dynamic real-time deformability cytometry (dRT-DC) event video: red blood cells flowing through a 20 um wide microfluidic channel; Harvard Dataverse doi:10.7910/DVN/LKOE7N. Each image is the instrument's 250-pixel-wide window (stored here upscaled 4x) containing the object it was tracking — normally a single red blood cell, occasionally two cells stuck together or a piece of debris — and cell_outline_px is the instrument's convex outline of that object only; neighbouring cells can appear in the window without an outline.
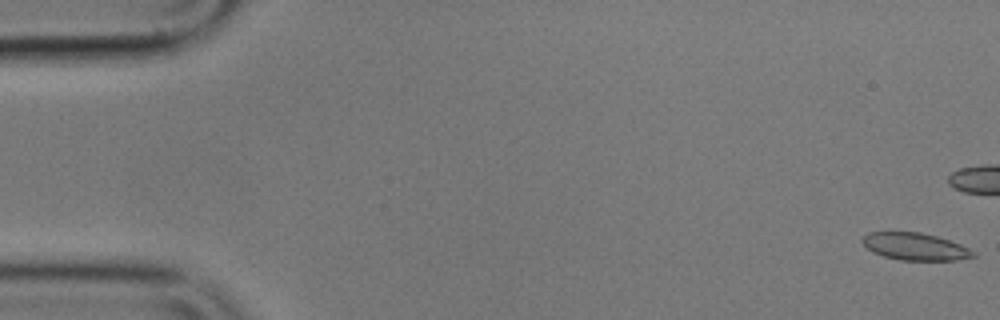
{"species": "common noctule bat (a hibernating species)", "species_latin": "Nyctalus noctula", "temperature_condition": "cold", "stored_images_in_passage": 57, "camera_frame_rate_fps": 3000, "um_per_image_px": 0.085, "animal": {"sex": "male", "body_mass_g": 17.9}, "frame": {"image": 1, "passage_image": 1, "time_ms": 0.0, "image_size_px": [1000, 320], "cell_outline_px": [[976, 256], [952, 260], [900, 260], [884, 256], [872, 252], [860, 240], [868, 232], [920, 232], [936, 236], [960, 244], [976, 252]], "centroid_in_image_um": [77.77, 20.95], "position_along_channel_um": 7.2, "area_um2": 17.46}}
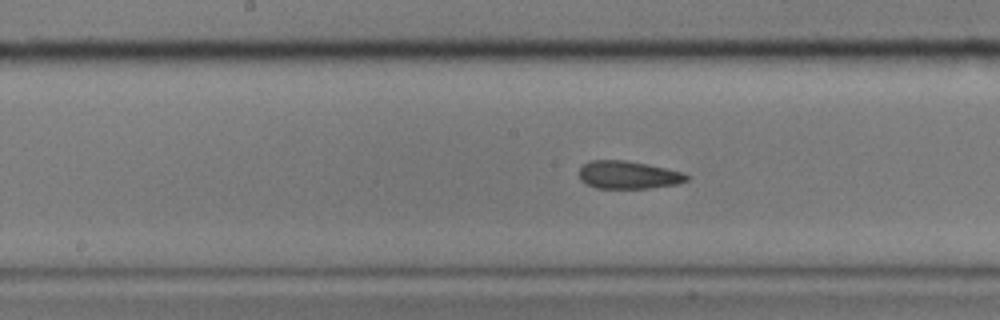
{"frame": {"image": 2, "passage_image": 28, "time_ms": 9.0, "image_size_px": [1000, 320], "cell_outline_px": [[688, 180], [676, 184], [648, 188], [596, 188], [584, 184], [580, 180], [580, 168], [584, 164], [592, 160], [628, 160], [648, 164], [684, 172], [688, 176]], "centroid_in_image_um": [53.39, 14.86], "position_along_channel_um": 194.8, "area_um2": 17.51}}
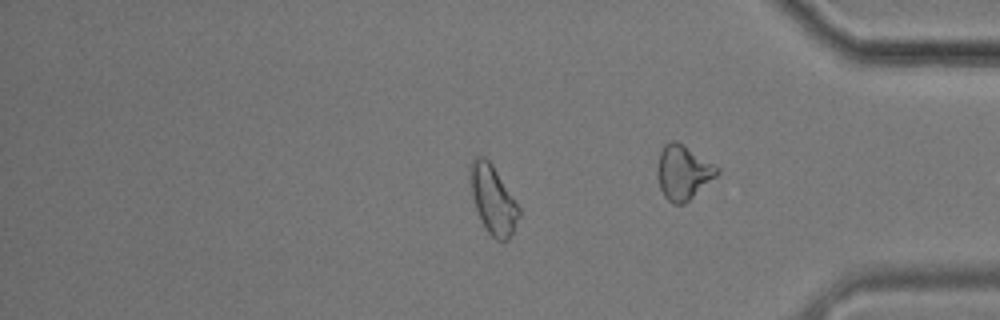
{"frame": {"image": 3, "passage_image": 47, "time_ms": 15.333, "image_size_px": [1000, 320], "cell_outline_px": [[520, 216], [508, 240], [496, 240], [488, 232], [480, 220], [472, 196], [468, 180], [468, 168], [472, 160], [476, 156], [484, 156], [492, 164], [520, 208]], "centroid_in_image_um": [41.86, 16.94], "position_along_channel_um": 393.3, "area_um2": 19.54}, "authors_computed_cell_mechanics": {"area_um2": 18.3804, "velocity_mm_per_s": 3.575, "shape_relaxation_time_tau1_ms": null, "shape_relaxation_time_tau2_ms": 3.669, "deformation_change_tau1": null, "deformation_change_tau2": 0.1005}}